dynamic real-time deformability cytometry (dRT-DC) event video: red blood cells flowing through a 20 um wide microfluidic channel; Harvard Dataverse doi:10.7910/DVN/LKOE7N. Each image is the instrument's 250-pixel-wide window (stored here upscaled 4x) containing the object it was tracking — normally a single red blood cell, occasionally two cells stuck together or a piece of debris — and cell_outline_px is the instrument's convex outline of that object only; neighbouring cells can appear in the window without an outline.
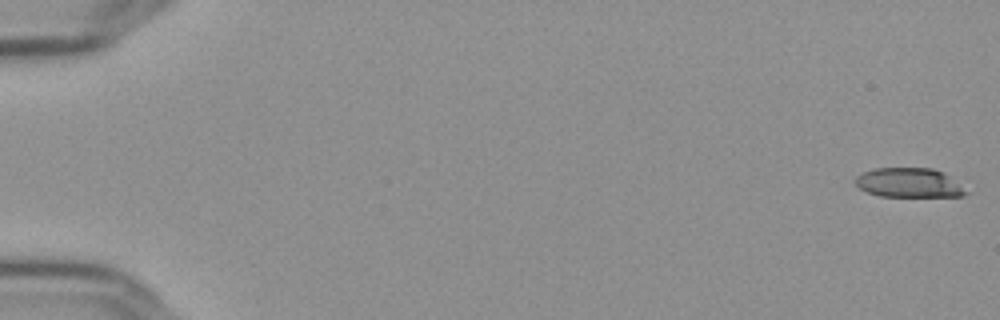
{"species": "Egyptian fruit bat (a non-hibernating species)", "species_latin": "Rousettus aegyptiacus", "temperature_condition": "cold", "stored_images_in_passage": 15, "camera_frame_rate_fps": 3000, "um_per_image_px": 0.085, "frame": {"image": 1, "passage_image": 1, "time_ms": 0.0, "image_size_px": [1000, 320], "cell_outline_px": [[972, 192], [964, 196], [880, 196], [868, 192], [860, 188], [852, 180], [856, 176], [864, 172], [876, 168], [932, 168], [944, 172]], "centroid_in_image_um": [77.32, 15.53], "position_along_channel_um": 7.7, "area_um2": 19.13}}
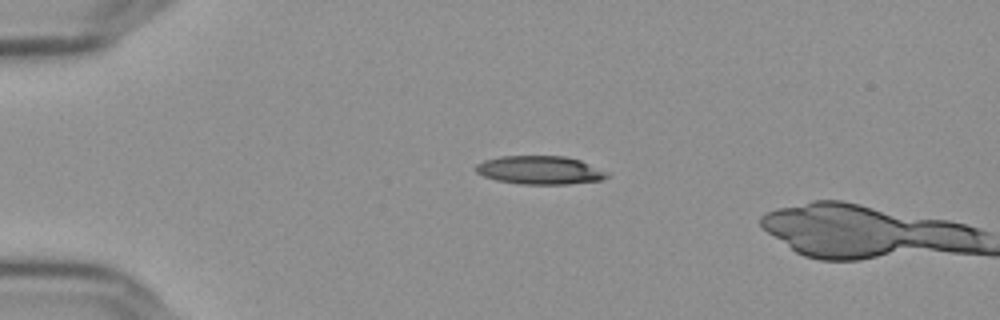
{"frame": {"image": 2, "passage_image": 14, "time_ms": 4.333, "image_size_px": [1000, 320], "cell_outline_px": [[608, 176], [600, 180], [568, 184], [520, 184], [496, 180], [484, 176], [476, 172], [472, 168], [476, 164], [484, 160], [500, 156], [564, 156], [580, 160], [608, 172]], "centroid_in_image_um": [45.84, 14.46], "position_along_channel_um": 39.2, "area_um2": 21.73}}